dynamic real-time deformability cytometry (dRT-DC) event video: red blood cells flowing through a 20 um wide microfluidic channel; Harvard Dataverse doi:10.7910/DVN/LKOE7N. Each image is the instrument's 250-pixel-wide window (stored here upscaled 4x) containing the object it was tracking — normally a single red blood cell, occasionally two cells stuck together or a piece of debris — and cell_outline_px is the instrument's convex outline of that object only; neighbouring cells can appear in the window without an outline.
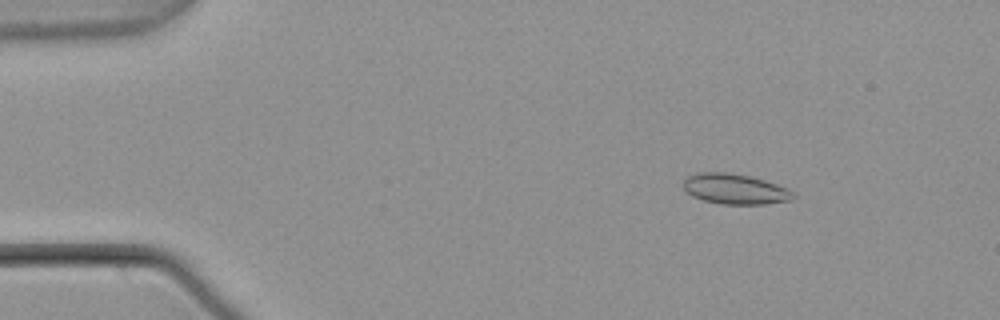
{"species": "common noctule bat (a hibernating species)", "species_latin": "Nyctalus noctula", "temperature_condition": "warm", "stored_images_in_passage": 55, "camera_frame_rate_fps": 3000, "um_per_image_px": 0.085, "animal": {"sex": "male", "body_mass_g": 21.5, "forearm_length_mm": 52.0}, "frame": {"image": 1, "passage_image": 8, "time_ms": 2.333, "image_size_px": [1000, 320], "cell_outline_px": [[796, 196], [792, 200], [764, 204], [720, 204], [704, 200], [692, 196], [684, 192], [684, 180], [688, 176], [696, 172], [728, 172], [748, 176], [764, 180], [788, 188]], "centroid_in_image_um": [62.45, 16.07], "position_along_channel_um": 22.5, "area_um2": 19.48}}
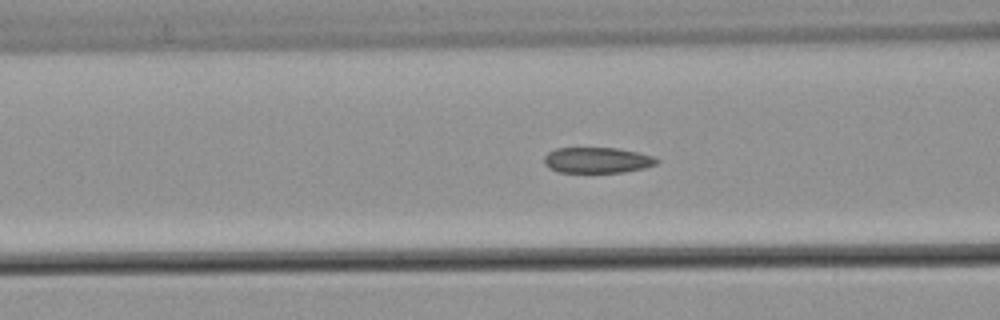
{"frame": {"image": 2, "passage_image": 22, "time_ms": 7.0, "image_size_px": [1000, 320], "cell_outline_px": [[660, 160], [656, 164], [644, 168], [624, 172], [556, 172], [548, 168], [544, 164], [544, 156], [548, 152], [556, 148], [616, 148], [636, 152], [652, 156]], "centroid_in_image_um": [50.72, 13.62], "position_along_channel_um": 115.9, "area_um2": 16.88}}
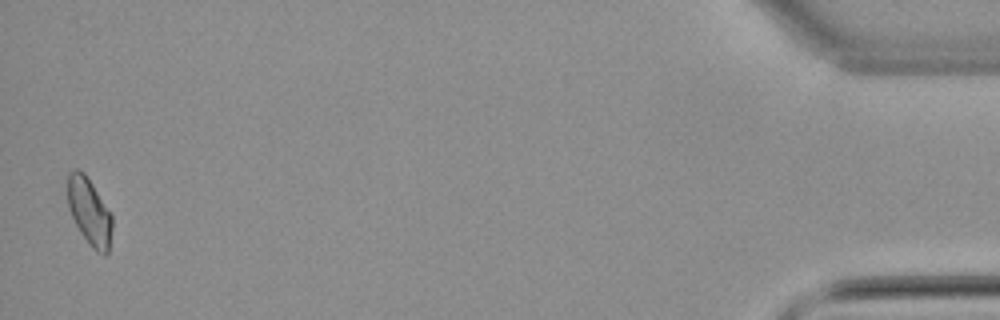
{"frame": {"image": 3, "passage_image": 54, "time_ms": 17.667, "image_size_px": [1000, 320], "cell_outline_px": [[112, 228], [108, 252], [104, 256], [96, 252], [92, 248], [80, 232], [68, 208], [68, 172], [76, 168], [84, 172], [92, 184], [112, 216]], "centroid_in_image_um": [7.59, 18.0], "position_along_channel_um": 427.6, "area_um2": 17.22}, "authors_computed_cell_mechanics": {"area_um2": 17.8602, "velocity_mm_per_s": 3.7938, "shape_relaxation_time_tau1_ms": null, "shape_relaxation_time_tau2_ms": 2.4379, "deformation_change_tau1": null, "deformation_change_tau2": 0.0687}}